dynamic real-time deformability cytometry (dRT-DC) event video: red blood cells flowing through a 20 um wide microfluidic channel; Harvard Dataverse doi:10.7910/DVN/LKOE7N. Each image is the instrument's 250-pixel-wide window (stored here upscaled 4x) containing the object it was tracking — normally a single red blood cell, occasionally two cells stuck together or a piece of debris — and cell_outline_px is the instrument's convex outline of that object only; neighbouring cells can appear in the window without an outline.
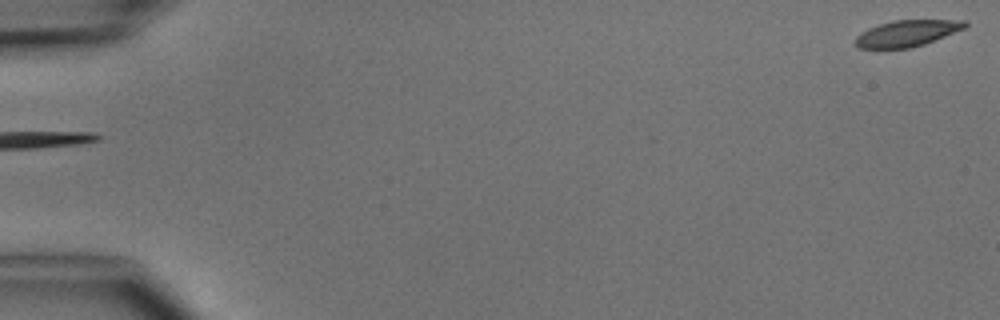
{"species": "common noctule bat (a hibernating species)", "species_latin": "Nyctalus noctula", "temperature_condition": "cold", "stored_images_in_passage": 2, "camera_frame_rate_fps": 3000, "um_per_image_px": 0.085, "animal": {"sex": "male", "body_mass_g": 15.6}, "frame": {"image": 1, "passage_image": 1, "time_ms": 0.0, "image_size_px": [1000, 320], "cell_outline_px": [[968, 24], [964, 28], [924, 44], [912, 48], [860, 48], [856, 44], [856, 36], [860, 32], [868, 28], [892, 20], [968, 20]], "centroid_in_image_um": [77.09, 2.82], "position_along_channel_um": 7.9, "area_um2": 16.65}}